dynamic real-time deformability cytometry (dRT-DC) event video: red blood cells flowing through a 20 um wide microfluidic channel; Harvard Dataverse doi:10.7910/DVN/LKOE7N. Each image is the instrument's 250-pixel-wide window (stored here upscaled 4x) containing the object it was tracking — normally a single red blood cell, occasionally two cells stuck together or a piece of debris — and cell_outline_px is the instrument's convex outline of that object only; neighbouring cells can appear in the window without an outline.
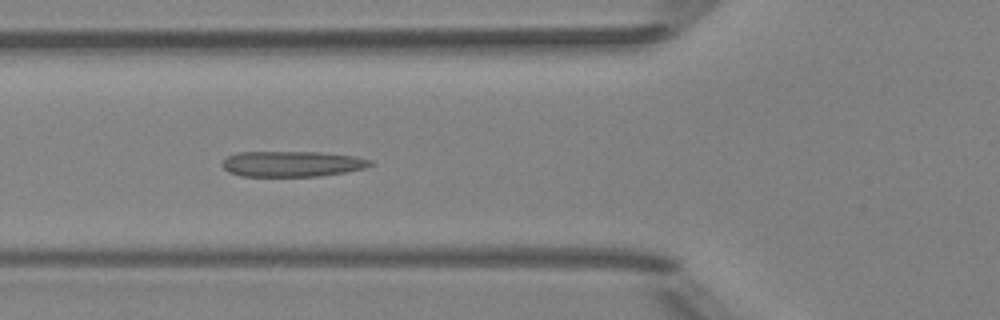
{"species": "Egyptian fruit bat (a non-hibernating species)", "species_latin": "Rousettus aegyptiacus", "temperature_condition": "room temperature", "stored_images_in_passage": 7, "camera_frame_rate_fps": 3000, "um_per_image_px": 0.085, "animal": {"sex": "female"}, "frame": {"image": 1, "passage_image": 5, "time_ms": 5.333, "image_size_px": [1000, 320], "cell_outline_px": [[372, 164], [364, 168], [344, 172], [320, 176], [240, 176], [228, 172], [220, 164], [228, 156], [236, 152], [320, 152], [356, 156], [372, 160]], "centroid_in_image_um": [24.8, 13.92], "position_along_channel_um": 101.0, "area_um2": 22.14}}
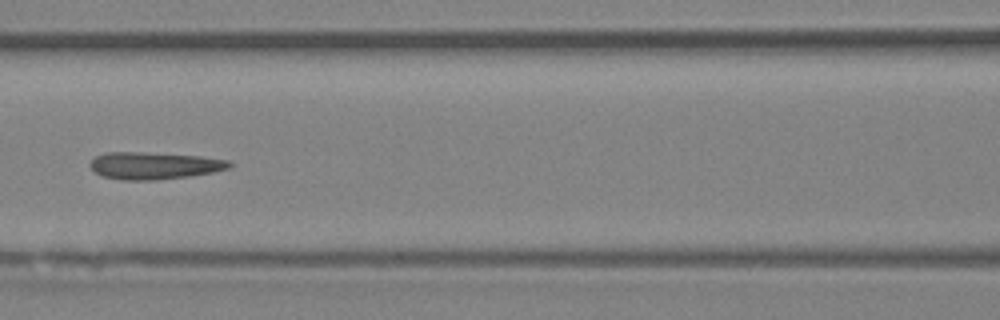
{"frame": {"image": 2, "passage_image": 6, "time_ms": 6.667, "image_size_px": [1000, 320], "cell_outline_px": [[232, 168], [212, 172], [188, 176], [156, 180], [120, 180], [100, 176], [88, 164], [96, 156], [104, 152], [140, 152], [200, 156], [228, 160], [232, 164]], "centroid_in_image_um": [13.08, 14.08], "position_along_channel_um": 153.5, "area_um2": 22.08}}
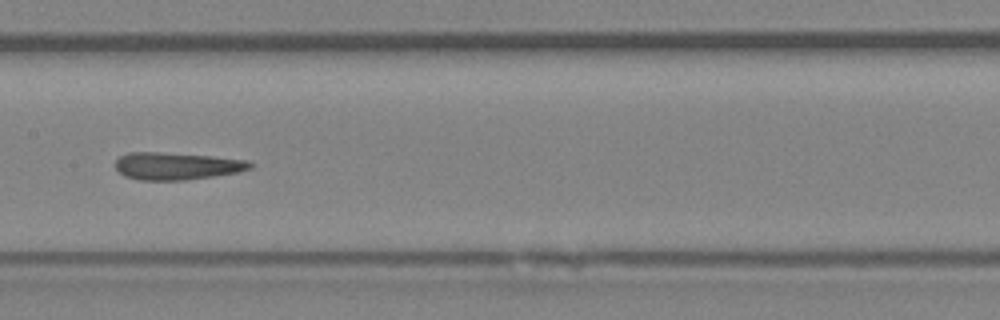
{"frame": {"image": 3, "passage_image": 7, "time_ms": 7.667, "image_size_px": [1000, 320], "cell_outline_px": [[252, 168], [236, 172], [212, 176], [184, 180], [140, 180], [124, 176], [116, 168], [116, 160], [120, 156], [128, 152], [160, 152], [212, 156], [248, 160], [252, 164]], "centroid_in_image_um": [15.0, 14.1], "position_along_channel_um": 192.4, "area_um2": 21.33}}